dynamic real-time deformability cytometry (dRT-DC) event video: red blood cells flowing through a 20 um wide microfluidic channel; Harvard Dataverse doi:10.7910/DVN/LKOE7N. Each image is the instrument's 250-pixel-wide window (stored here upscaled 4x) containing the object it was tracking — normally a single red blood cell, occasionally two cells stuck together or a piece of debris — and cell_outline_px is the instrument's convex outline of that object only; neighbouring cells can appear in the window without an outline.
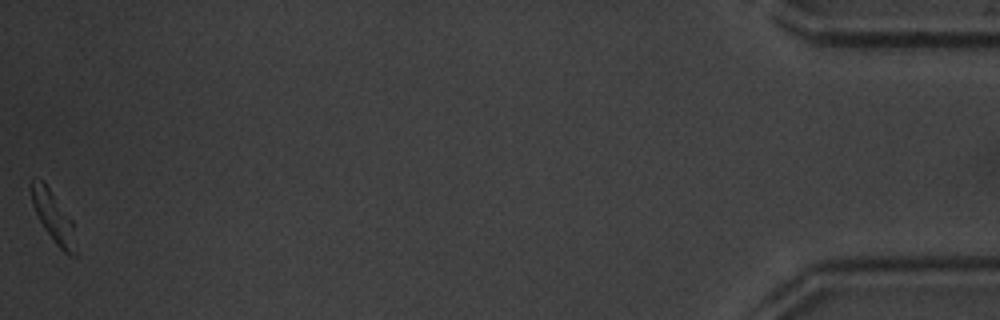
{"species": "common noctule bat (a hibernating species)", "species_latin": "Nyctalus noctula", "temperature_condition": "warm", "stored_images_in_passage": 51, "camera_frame_rate_fps": 3000, "um_per_image_px": 0.085, "animal": {"sex": "male", "body_mass_g": 20.1, "forearm_length_mm": 53.5}, "frame": {"image": 1, "passage_image": 51, "time_ms": 16.667, "image_size_px": [1000, 320], "cell_outline_px": [[76, 256], [68, 256], [56, 244], [44, 228], [32, 204], [28, 184], [36, 176], [48, 188], [72, 220], [76, 252]], "centroid_in_image_um": [4.5, 18.42], "position_along_channel_um": 430.7, "area_um2": 12.89}, "authors_computed_cell_mechanics": {"area_um2": 14.5078, "velocity_mm_per_s": 3.9851, "shape_relaxation_time_tau1_ms": 2.1171, "shape_relaxation_time_tau2_ms": null, "deformation_change_tau1": 0.1335, "deformation_change_tau2": null}}